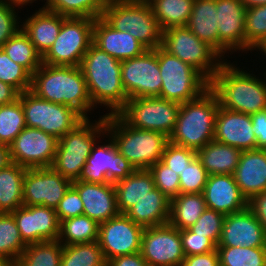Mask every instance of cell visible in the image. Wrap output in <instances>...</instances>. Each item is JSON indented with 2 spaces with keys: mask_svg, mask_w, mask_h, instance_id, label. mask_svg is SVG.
<instances>
[{
  "mask_svg": "<svg viewBox=\"0 0 266 266\" xmlns=\"http://www.w3.org/2000/svg\"><path fill=\"white\" fill-rule=\"evenodd\" d=\"M246 9L254 6L266 5V0H240Z\"/></svg>",
  "mask_w": 266,
  "mask_h": 266,
  "instance_id": "58",
  "label": "cell"
},
{
  "mask_svg": "<svg viewBox=\"0 0 266 266\" xmlns=\"http://www.w3.org/2000/svg\"><path fill=\"white\" fill-rule=\"evenodd\" d=\"M185 256L204 254L217 250V244L210 238L197 235L189 229L180 230Z\"/></svg>",
  "mask_w": 266,
  "mask_h": 266,
  "instance_id": "49",
  "label": "cell"
},
{
  "mask_svg": "<svg viewBox=\"0 0 266 266\" xmlns=\"http://www.w3.org/2000/svg\"><path fill=\"white\" fill-rule=\"evenodd\" d=\"M13 7H17V6H23L29 3H33L32 1H36V0H7Z\"/></svg>",
  "mask_w": 266,
  "mask_h": 266,
  "instance_id": "60",
  "label": "cell"
},
{
  "mask_svg": "<svg viewBox=\"0 0 266 266\" xmlns=\"http://www.w3.org/2000/svg\"><path fill=\"white\" fill-rule=\"evenodd\" d=\"M63 244L58 240L27 245L19 259L18 266H60Z\"/></svg>",
  "mask_w": 266,
  "mask_h": 266,
  "instance_id": "37",
  "label": "cell"
},
{
  "mask_svg": "<svg viewBox=\"0 0 266 266\" xmlns=\"http://www.w3.org/2000/svg\"><path fill=\"white\" fill-rule=\"evenodd\" d=\"M203 195L207 208L224 215L238 213L248 207L247 199L231 174L208 175Z\"/></svg>",
  "mask_w": 266,
  "mask_h": 266,
  "instance_id": "24",
  "label": "cell"
},
{
  "mask_svg": "<svg viewBox=\"0 0 266 266\" xmlns=\"http://www.w3.org/2000/svg\"><path fill=\"white\" fill-rule=\"evenodd\" d=\"M196 153L208 175H233L240 161L242 151L212 140Z\"/></svg>",
  "mask_w": 266,
  "mask_h": 266,
  "instance_id": "30",
  "label": "cell"
},
{
  "mask_svg": "<svg viewBox=\"0 0 266 266\" xmlns=\"http://www.w3.org/2000/svg\"><path fill=\"white\" fill-rule=\"evenodd\" d=\"M19 94L14 87L0 81V106L14 102L18 99Z\"/></svg>",
  "mask_w": 266,
  "mask_h": 266,
  "instance_id": "56",
  "label": "cell"
},
{
  "mask_svg": "<svg viewBox=\"0 0 266 266\" xmlns=\"http://www.w3.org/2000/svg\"><path fill=\"white\" fill-rule=\"evenodd\" d=\"M141 254L148 266H181L185 254L180 230L169 223L145 228Z\"/></svg>",
  "mask_w": 266,
  "mask_h": 266,
  "instance_id": "16",
  "label": "cell"
},
{
  "mask_svg": "<svg viewBox=\"0 0 266 266\" xmlns=\"http://www.w3.org/2000/svg\"><path fill=\"white\" fill-rule=\"evenodd\" d=\"M224 218V214L207 208L196 223L188 229L197 235L212 239L218 245Z\"/></svg>",
  "mask_w": 266,
  "mask_h": 266,
  "instance_id": "47",
  "label": "cell"
},
{
  "mask_svg": "<svg viewBox=\"0 0 266 266\" xmlns=\"http://www.w3.org/2000/svg\"><path fill=\"white\" fill-rule=\"evenodd\" d=\"M130 1H143V2H149L150 0H130Z\"/></svg>",
  "mask_w": 266,
  "mask_h": 266,
  "instance_id": "63",
  "label": "cell"
},
{
  "mask_svg": "<svg viewBox=\"0 0 266 266\" xmlns=\"http://www.w3.org/2000/svg\"><path fill=\"white\" fill-rule=\"evenodd\" d=\"M71 185V180L52 167L28 168L23 180L24 206L43 205L56 209Z\"/></svg>",
  "mask_w": 266,
  "mask_h": 266,
  "instance_id": "18",
  "label": "cell"
},
{
  "mask_svg": "<svg viewBox=\"0 0 266 266\" xmlns=\"http://www.w3.org/2000/svg\"><path fill=\"white\" fill-rule=\"evenodd\" d=\"M234 179L241 194L249 201L266 190V150L242 151L234 171Z\"/></svg>",
  "mask_w": 266,
  "mask_h": 266,
  "instance_id": "26",
  "label": "cell"
},
{
  "mask_svg": "<svg viewBox=\"0 0 266 266\" xmlns=\"http://www.w3.org/2000/svg\"><path fill=\"white\" fill-rule=\"evenodd\" d=\"M105 133L106 115L101 116L95 123H90L89 119L85 118L59 139L51 167L71 181L79 180L92 147L96 144V137L99 138Z\"/></svg>",
  "mask_w": 266,
  "mask_h": 266,
  "instance_id": "6",
  "label": "cell"
},
{
  "mask_svg": "<svg viewBox=\"0 0 266 266\" xmlns=\"http://www.w3.org/2000/svg\"><path fill=\"white\" fill-rule=\"evenodd\" d=\"M169 209L170 199L155 188L131 206L125 214L135 224L147 228L168 223Z\"/></svg>",
  "mask_w": 266,
  "mask_h": 266,
  "instance_id": "28",
  "label": "cell"
},
{
  "mask_svg": "<svg viewBox=\"0 0 266 266\" xmlns=\"http://www.w3.org/2000/svg\"><path fill=\"white\" fill-rule=\"evenodd\" d=\"M216 0H194L186 27L219 54Z\"/></svg>",
  "mask_w": 266,
  "mask_h": 266,
  "instance_id": "29",
  "label": "cell"
},
{
  "mask_svg": "<svg viewBox=\"0 0 266 266\" xmlns=\"http://www.w3.org/2000/svg\"><path fill=\"white\" fill-rule=\"evenodd\" d=\"M63 16L45 9H39L22 24L37 52L43 57L59 36Z\"/></svg>",
  "mask_w": 266,
  "mask_h": 266,
  "instance_id": "27",
  "label": "cell"
},
{
  "mask_svg": "<svg viewBox=\"0 0 266 266\" xmlns=\"http://www.w3.org/2000/svg\"><path fill=\"white\" fill-rule=\"evenodd\" d=\"M25 127L24 110L19 98L0 106V143L9 146Z\"/></svg>",
  "mask_w": 266,
  "mask_h": 266,
  "instance_id": "41",
  "label": "cell"
},
{
  "mask_svg": "<svg viewBox=\"0 0 266 266\" xmlns=\"http://www.w3.org/2000/svg\"><path fill=\"white\" fill-rule=\"evenodd\" d=\"M181 266H220L218 251L185 256Z\"/></svg>",
  "mask_w": 266,
  "mask_h": 266,
  "instance_id": "53",
  "label": "cell"
},
{
  "mask_svg": "<svg viewBox=\"0 0 266 266\" xmlns=\"http://www.w3.org/2000/svg\"><path fill=\"white\" fill-rule=\"evenodd\" d=\"M102 17L114 29L130 33L147 49L161 47L163 30L149 2H117L104 7Z\"/></svg>",
  "mask_w": 266,
  "mask_h": 266,
  "instance_id": "7",
  "label": "cell"
},
{
  "mask_svg": "<svg viewBox=\"0 0 266 266\" xmlns=\"http://www.w3.org/2000/svg\"><path fill=\"white\" fill-rule=\"evenodd\" d=\"M218 110L217 96L210 88L194 100L182 103L169 142L196 152L202 149L214 139Z\"/></svg>",
  "mask_w": 266,
  "mask_h": 266,
  "instance_id": "4",
  "label": "cell"
},
{
  "mask_svg": "<svg viewBox=\"0 0 266 266\" xmlns=\"http://www.w3.org/2000/svg\"><path fill=\"white\" fill-rule=\"evenodd\" d=\"M43 8L65 17L101 18L103 8L95 0H46Z\"/></svg>",
  "mask_w": 266,
  "mask_h": 266,
  "instance_id": "42",
  "label": "cell"
},
{
  "mask_svg": "<svg viewBox=\"0 0 266 266\" xmlns=\"http://www.w3.org/2000/svg\"><path fill=\"white\" fill-rule=\"evenodd\" d=\"M220 266H266V247L217 246Z\"/></svg>",
  "mask_w": 266,
  "mask_h": 266,
  "instance_id": "39",
  "label": "cell"
},
{
  "mask_svg": "<svg viewBox=\"0 0 266 266\" xmlns=\"http://www.w3.org/2000/svg\"><path fill=\"white\" fill-rule=\"evenodd\" d=\"M98 241L63 245L60 266H106Z\"/></svg>",
  "mask_w": 266,
  "mask_h": 266,
  "instance_id": "38",
  "label": "cell"
},
{
  "mask_svg": "<svg viewBox=\"0 0 266 266\" xmlns=\"http://www.w3.org/2000/svg\"><path fill=\"white\" fill-rule=\"evenodd\" d=\"M180 103L160 97L128 99L117 113L132 127L162 132L168 137L174 131Z\"/></svg>",
  "mask_w": 266,
  "mask_h": 266,
  "instance_id": "12",
  "label": "cell"
},
{
  "mask_svg": "<svg viewBox=\"0 0 266 266\" xmlns=\"http://www.w3.org/2000/svg\"><path fill=\"white\" fill-rule=\"evenodd\" d=\"M27 168L12 162L0 169V213H11L23 206V180Z\"/></svg>",
  "mask_w": 266,
  "mask_h": 266,
  "instance_id": "33",
  "label": "cell"
},
{
  "mask_svg": "<svg viewBox=\"0 0 266 266\" xmlns=\"http://www.w3.org/2000/svg\"><path fill=\"white\" fill-rule=\"evenodd\" d=\"M257 49L262 51L264 55H266V41H264Z\"/></svg>",
  "mask_w": 266,
  "mask_h": 266,
  "instance_id": "62",
  "label": "cell"
},
{
  "mask_svg": "<svg viewBox=\"0 0 266 266\" xmlns=\"http://www.w3.org/2000/svg\"><path fill=\"white\" fill-rule=\"evenodd\" d=\"M99 224L82 214L60 222L58 241L63 245L98 241Z\"/></svg>",
  "mask_w": 266,
  "mask_h": 266,
  "instance_id": "35",
  "label": "cell"
},
{
  "mask_svg": "<svg viewBox=\"0 0 266 266\" xmlns=\"http://www.w3.org/2000/svg\"><path fill=\"white\" fill-rule=\"evenodd\" d=\"M161 77L158 48L148 49L140 56L121 61V82L128 99L159 96Z\"/></svg>",
  "mask_w": 266,
  "mask_h": 266,
  "instance_id": "13",
  "label": "cell"
},
{
  "mask_svg": "<svg viewBox=\"0 0 266 266\" xmlns=\"http://www.w3.org/2000/svg\"><path fill=\"white\" fill-rule=\"evenodd\" d=\"M11 214L26 245L58 239L60 222L54 208L23 205Z\"/></svg>",
  "mask_w": 266,
  "mask_h": 266,
  "instance_id": "19",
  "label": "cell"
},
{
  "mask_svg": "<svg viewBox=\"0 0 266 266\" xmlns=\"http://www.w3.org/2000/svg\"><path fill=\"white\" fill-rule=\"evenodd\" d=\"M93 44L119 61L140 56L148 50L130 33L114 29L103 17L95 19Z\"/></svg>",
  "mask_w": 266,
  "mask_h": 266,
  "instance_id": "25",
  "label": "cell"
},
{
  "mask_svg": "<svg viewBox=\"0 0 266 266\" xmlns=\"http://www.w3.org/2000/svg\"><path fill=\"white\" fill-rule=\"evenodd\" d=\"M266 41V5L254 6L245 12V43L256 50ZM254 48V49H253Z\"/></svg>",
  "mask_w": 266,
  "mask_h": 266,
  "instance_id": "43",
  "label": "cell"
},
{
  "mask_svg": "<svg viewBox=\"0 0 266 266\" xmlns=\"http://www.w3.org/2000/svg\"><path fill=\"white\" fill-rule=\"evenodd\" d=\"M217 246L266 247V233L247 207L238 213L225 215Z\"/></svg>",
  "mask_w": 266,
  "mask_h": 266,
  "instance_id": "21",
  "label": "cell"
},
{
  "mask_svg": "<svg viewBox=\"0 0 266 266\" xmlns=\"http://www.w3.org/2000/svg\"><path fill=\"white\" fill-rule=\"evenodd\" d=\"M0 266H18L17 260L0 257Z\"/></svg>",
  "mask_w": 266,
  "mask_h": 266,
  "instance_id": "59",
  "label": "cell"
},
{
  "mask_svg": "<svg viewBox=\"0 0 266 266\" xmlns=\"http://www.w3.org/2000/svg\"><path fill=\"white\" fill-rule=\"evenodd\" d=\"M27 245L11 213H0V257L18 260Z\"/></svg>",
  "mask_w": 266,
  "mask_h": 266,
  "instance_id": "40",
  "label": "cell"
},
{
  "mask_svg": "<svg viewBox=\"0 0 266 266\" xmlns=\"http://www.w3.org/2000/svg\"><path fill=\"white\" fill-rule=\"evenodd\" d=\"M248 208L253 212L266 233V190L248 201Z\"/></svg>",
  "mask_w": 266,
  "mask_h": 266,
  "instance_id": "54",
  "label": "cell"
},
{
  "mask_svg": "<svg viewBox=\"0 0 266 266\" xmlns=\"http://www.w3.org/2000/svg\"><path fill=\"white\" fill-rule=\"evenodd\" d=\"M196 156V151L169 142L161 157V162L180 175Z\"/></svg>",
  "mask_w": 266,
  "mask_h": 266,
  "instance_id": "48",
  "label": "cell"
},
{
  "mask_svg": "<svg viewBox=\"0 0 266 266\" xmlns=\"http://www.w3.org/2000/svg\"><path fill=\"white\" fill-rule=\"evenodd\" d=\"M11 163L10 147L0 143V169L7 167Z\"/></svg>",
  "mask_w": 266,
  "mask_h": 266,
  "instance_id": "57",
  "label": "cell"
},
{
  "mask_svg": "<svg viewBox=\"0 0 266 266\" xmlns=\"http://www.w3.org/2000/svg\"><path fill=\"white\" fill-rule=\"evenodd\" d=\"M26 127L38 128L57 139L74 129L85 118L74 108L46 101L31 90L19 94Z\"/></svg>",
  "mask_w": 266,
  "mask_h": 266,
  "instance_id": "10",
  "label": "cell"
},
{
  "mask_svg": "<svg viewBox=\"0 0 266 266\" xmlns=\"http://www.w3.org/2000/svg\"><path fill=\"white\" fill-rule=\"evenodd\" d=\"M154 184L170 200L180 193L179 174L173 172L161 161L152 165L149 169Z\"/></svg>",
  "mask_w": 266,
  "mask_h": 266,
  "instance_id": "46",
  "label": "cell"
},
{
  "mask_svg": "<svg viewBox=\"0 0 266 266\" xmlns=\"http://www.w3.org/2000/svg\"><path fill=\"white\" fill-rule=\"evenodd\" d=\"M16 15L15 7L7 0H0V47L21 29Z\"/></svg>",
  "mask_w": 266,
  "mask_h": 266,
  "instance_id": "50",
  "label": "cell"
},
{
  "mask_svg": "<svg viewBox=\"0 0 266 266\" xmlns=\"http://www.w3.org/2000/svg\"><path fill=\"white\" fill-rule=\"evenodd\" d=\"M158 65L162 76L160 98L182 104L209 88V81L200 72L161 47H158Z\"/></svg>",
  "mask_w": 266,
  "mask_h": 266,
  "instance_id": "8",
  "label": "cell"
},
{
  "mask_svg": "<svg viewBox=\"0 0 266 266\" xmlns=\"http://www.w3.org/2000/svg\"><path fill=\"white\" fill-rule=\"evenodd\" d=\"M38 97L74 108L84 118L95 106L80 66H54L42 63L32 75L31 89ZM93 107V108H92Z\"/></svg>",
  "mask_w": 266,
  "mask_h": 266,
  "instance_id": "1",
  "label": "cell"
},
{
  "mask_svg": "<svg viewBox=\"0 0 266 266\" xmlns=\"http://www.w3.org/2000/svg\"><path fill=\"white\" fill-rule=\"evenodd\" d=\"M215 141L241 151L256 149V138L249 114L234 112L219 106L215 119Z\"/></svg>",
  "mask_w": 266,
  "mask_h": 266,
  "instance_id": "22",
  "label": "cell"
},
{
  "mask_svg": "<svg viewBox=\"0 0 266 266\" xmlns=\"http://www.w3.org/2000/svg\"><path fill=\"white\" fill-rule=\"evenodd\" d=\"M59 139L33 127H25L9 145L11 161L25 168L51 167Z\"/></svg>",
  "mask_w": 266,
  "mask_h": 266,
  "instance_id": "15",
  "label": "cell"
},
{
  "mask_svg": "<svg viewBox=\"0 0 266 266\" xmlns=\"http://www.w3.org/2000/svg\"><path fill=\"white\" fill-rule=\"evenodd\" d=\"M149 3L161 29L167 30L186 26L194 0H150Z\"/></svg>",
  "mask_w": 266,
  "mask_h": 266,
  "instance_id": "34",
  "label": "cell"
},
{
  "mask_svg": "<svg viewBox=\"0 0 266 266\" xmlns=\"http://www.w3.org/2000/svg\"><path fill=\"white\" fill-rule=\"evenodd\" d=\"M0 81L14 87L19 93L31 89L32 74L13 62L0 47Z\"/></svg>",
  "mask_w": 266,
  "mask_h": 266,
  "instance_id": "44",
  "label": "cell"
},
{
  "mask_svg": "<svg viewBox=\"0 0 266 266\" xmlns=\"http://www.w3.org/2000/svg\"><path fill=\"white\" fill-rule=\"evenodd\" d=\"M219 55L226 51L251 50L245 43L246 8L240 0H216ZM232 50V51H231ZM224 53V54H223Z\"/></svg>",
  "mask_w": 266,
  "mask_h": 266,
  "instance_id": "20",
  "label": "cell"
},
{
  "mask_svg": "<svg viewBox=\"0 0 266 266\" xmlns=\"http://www.w3.org/2000/svg\"><path fill=\"white\" fill-rule=\"evenodd\" d=\"M144 227L135 224L125 213L99 224L98 243L106 261L141 252Z\"/></svg>",
  "mask_w": 266,
  "mask_h": 266,
  "instance_id": "14",
  "label": "cell"
},
{
  "mask_svg": "<svg viewBox=\"0 0 266 266\" xmlns=\"http://www.w3.org/2000/svg\"><path fill=\"white\" fill-rule=\"evenodd\" d=\"M119 213H125L138 200L156 188L148 169L135 170L125 179L114 183Z\"/></svg>",
  "mask_w": 266,
  "mask_h": 266,
  "instance_id": "31",
  "label": "cell"
},
{
  "mask_svg": "<svg viewBox=\"0 0 266 266\" xmlns=\"http://www.w3.org/2000/svg\"><path fill=\"white\" fill-rule=\"evenodd\" d=\"M1 49L13 62L22 65L32 75L42 65V56L37 52L22 28Z\"/></svg>",
  "mask_w": 266,
  "mask_h": 266,
  "instance_id": "36",
  "label": "cell"
},
{
  "mask_svg": "<svg viewBox=\"0 0 266 266\" xmlns=\"http://www.w3.org/2000/svg\"><path fill=\"white\" fill-rule=\"evenodd\" d=\"M106 266H148L141 252L118 256L107 261Z\"/></svg>",
  "mask_w": 266,
  "mask_h": 266,
  "instance_id": "55",
  "label": "cell"
},
{
  "mask_svg": "<svg viewBox=\"0 0 266 266\" xmlns=\"http://www.w3.org/2000/svg\"><path fill=\"white\" fill-rule=\"evenodd\" d=\"M161 48L190 64L208 81L223 63L220 61L221 56L206 42L198 39L186 26L163 30Z\"/></svg>",
  "mask_w": 266,
  "mask_h": 266,
  "instance_id": "11",
  "label": "cell"
},
{
  "mask_svg": "<svg viewBox=\"0 0 266 266\" xmlns=\"http://www.w3.org/2000/svg\"><path fill=\"white\" fill-rule=\"evenodd\" d=\"M206 209L203 193H179L170 200L168 223L179 230L188 229Z\"/></svg>",
  "mask_w": 266,
  "mask_h": 266,
  "instance_id": "32",
  "label": "cell"
},
{
  "mask_svg": "<svg viewBox=\"0 0 266 266\" xmlns=\"http://www.w3.org/2000/svg\"><path fill=\"white\" fill-rule=\"evenodd\" d=\"M109 142L110 143L107 145H93L79 181L96 184H114L125 179L136 170L134 166L118 152L113 140L110 139Z\"/></svg>",
  "mask_w": 266,
  "mask_h": 266,
  "instance_id": "17",
  "label": "cell"
},
{
  "mask_svg": "<svg viewBox=\"0 0 266 266\" xmlns=\"http://www.w3.org/2000/svg\"><path fill=\"white\" fill-rule=\"evenodd\" d=\"M110 134L120 152L137 170L149 169L161 161L169 143L162 132L130 126L118 114L106 115V134Z\"/></svg>",
  "mask_w": 266,
  "mask_h": 266,
  "instance_id": "5",
  "label": "cell"
},
{
  "mask_svg": "<svg viewBox=\"0 0 266 266\" xmlns=\"http://www.w3.org/2000/svg\"><path fill=\"white\" fill-rule=\"evenodd\" d=\"M102 8L125 0H95Z\"/></svg>",
  "mask_w": 266,
  "mask_h": 266,
  "instance_id": "61",
  "label": "cell"
},
{
  "mask_svg": "<svg viewBox=\"0 0 266 266\" xmlns=\"http://www.w3.org/2000/svg\"><path fill=\"white\" fill-rule=\"evenodd\" d=\"M94 22L95 19L92 18L63 16L59 36L42 57V63L80 66L85 53L93 44Z\"/></svg>",
  "mask_w": 266,
  "mask_h": 266,
  "instance_id": "9",
  "label": "cell"
},
{
  "mask_svg": "<svg viewBox=\"0 0 266 266\" xmlns=\"http://www.w3.org/2000/svg\"><path fill=\"white\" fill-rule=\"evenodd\" d=\"M250 116L256 138V149L266 150V109L251 114Z\"/></svg>",
  "mask_w": 266,
  "mask_h": 266,
  "instance_id": "52",
  "label": "cell"
},
{
  "mask_svg": "<svg viewBox=\"0 0 266 266\" xmlns=\"http://www.w3.org/2000/svg\"><path fill=\"white\" fill-rule=\"evenodd\" d=\"M232 65L224 61L209 81L219 106L249 115L266 109V80Z\"/></svg>",
  "mask_w": 266,
  "mask_h": 266,
  "instance_id": "2",
  "label": "cell"
},
{
  "mask_svg": "<svg viewBox=\"0 0 266 266\" xmlns=\"http://www.w3.org/2000/svg\"><path fill=\"white\" fill-rule=\"evenodd\" d=\"M55 211L59 222L83 214V202L80 199L78 191L72 185L66 191L64 197L59 201Z\"/></svg>",
  "mask_w": 266,
  "mask_h": 266,
  "instance_id": "51",
  "label": "cell"
},
{
  "mask_svg": "<svg viewBox=\"0 0 266 266\" xmlns=\"http://www.w3.org/2000/svg\"><path fill=\"white\" fill-rule=\"evenodd\" d=\"M72 186L83 202V214L98 224L119 214L113 183L96 184L75 180L72 181Z\"/></svg>",
  "mask_w": 266,
  "mask_h": 266,
  "instance_id": "23",
  "label": "cell"
},
{
  "mask_svg": "<svg viewBox=\"0 0 266 266\" xmlns=\"http://www.w3.org/2000/svg\"><path fill=\"white\" fill-rule=\"evenodd\" d=\"M208 173L196 156L179 175L180 194L203 193Z\"/></svg>",
  "mask_w": 266,
  "mask_h": 266,
  "instance_id": "45",
  "label": "cell"
},
{
  "mask_svg": "<svg viewBox=\"0 0 266 266\" xmlns=\"http://www.w3.org/2000/svg\"><path fill=\"white\" fill-rule=\"evenodd\" d=\"M80 68L87 83L92 105H104L117 114L128 101L121 82V61L92 44L85 53Z\"/></svg>",
  "mask_w": 266,
  "mask_h": 266,
  "instance_id": "3",
  "label": "cell"
}]
</instances>
